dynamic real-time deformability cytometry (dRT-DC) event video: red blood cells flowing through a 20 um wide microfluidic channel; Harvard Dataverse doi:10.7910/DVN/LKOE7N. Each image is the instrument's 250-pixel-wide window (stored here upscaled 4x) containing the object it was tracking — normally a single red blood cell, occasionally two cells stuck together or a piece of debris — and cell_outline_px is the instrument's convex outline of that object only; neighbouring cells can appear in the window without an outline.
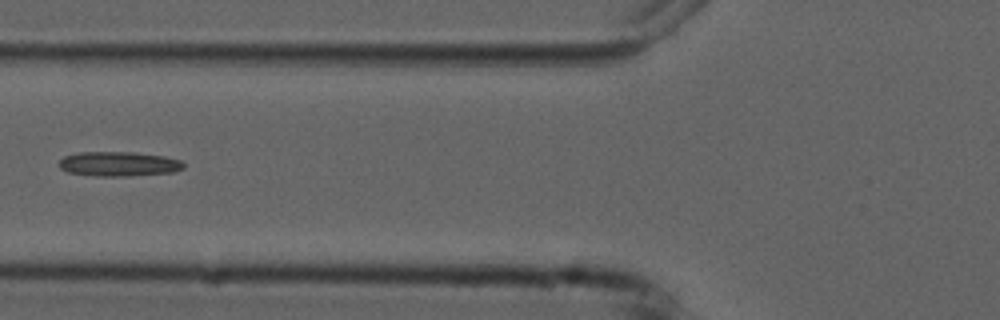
{"species": "common noctule bat (a hibernating species)", "species_latin": "Nyctalus noctula", "temperature_condition": "cold", "stored_images_in_passage": 10, "camera_frame_rate_fps": 3000, "um_per_image_px": 0.085, "animal": {"sex": "male", "forearm_length_mm": 52.5}, "frame": {"image": 1, "passage_image": 6, "time_ms": 6.667, "image_size_px": [1000, 320], "cell_outline_px": [[184, 168], [172, 172], [128, 176], [96, 176], [68, 172], [60, 168], [60, 160], [64, 156], [80, 152], [132, 152], [164, 156], [180, 160], [184, 164]], "centroid_in_image_um": [10.09, 13.93], "position_along_channel_um": 115.7, "area_um2": 17.74}}
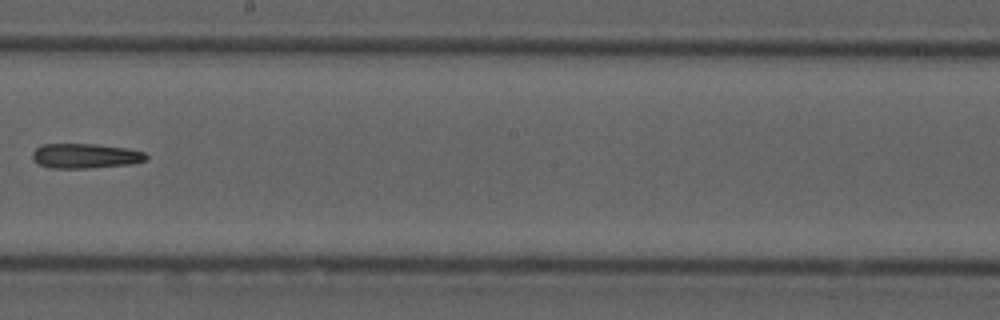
{"frame": {"image": 2, "passage_image": 9, "time_ms": 10.0, "image_size_px": [1000, 320], "cell_outline_px": [[148, 160], [132, 164], [92, 168], [52, 168], [40, 164], [32, 156], [32, 152], [36, 148], [44, 144], [96, 144], [128, 148], [144, 152], [148, 156]], "centroid_in_image_um": [7.32, 13.25], "position_along_channel_um": 240.9, "area_um2": 16.47}}
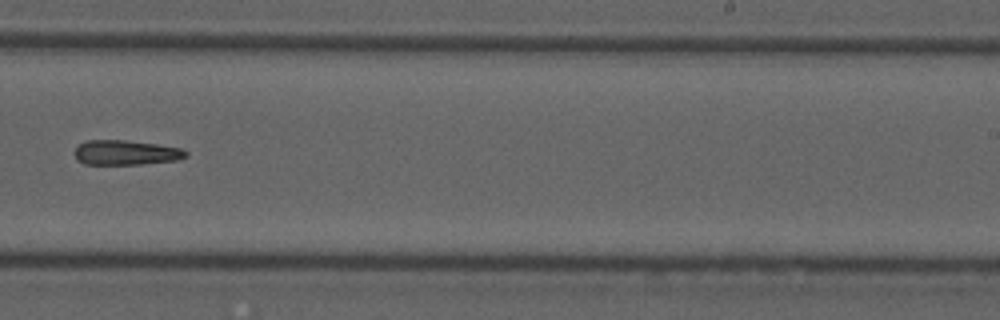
{"frame": {"image": 3, "passage_image": 10, "time_ms": 11.0, "image_size_px": [1000, 320], "cell_outline_px": [[188, 156], [180, 160], [140, 164], [84, 164], [76, 160], [72, 152], [84, 140], [124, 140], [156, 144], [184, 148], [188, 152]], "centroid_in_image_um": [10.7, 12.97], "position_along_channel_um": 278.3, "area_um2": 16.36}}